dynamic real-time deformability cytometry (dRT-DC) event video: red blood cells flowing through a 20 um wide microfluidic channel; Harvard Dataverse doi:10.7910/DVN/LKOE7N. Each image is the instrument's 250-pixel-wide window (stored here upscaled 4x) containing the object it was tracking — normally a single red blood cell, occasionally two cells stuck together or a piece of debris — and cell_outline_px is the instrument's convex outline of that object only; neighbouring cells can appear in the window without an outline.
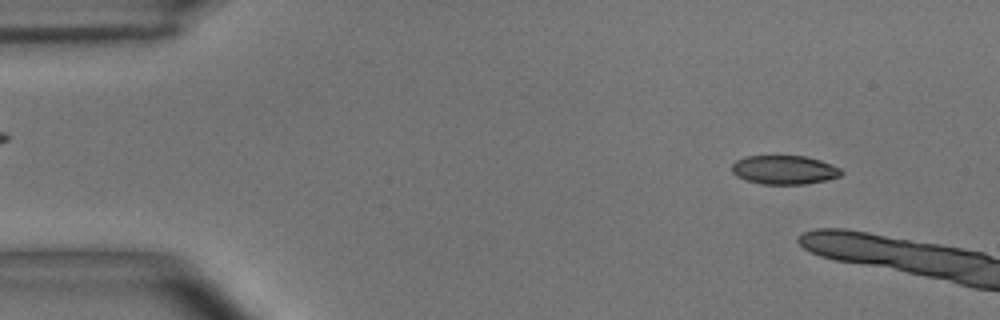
{"species": "common noctule bat (a hibernating species)", "species_latin": "Nyctalus noctula", "temperature_condition": "room temperature", "stored_images_in_passage": 6, "camera_frame_rate_fps": 3000, "um_per_image_px": 0.085, "animal": {"sex": "male", "body_mass_g": 15.6}, "frame": {"image": 1, "passage_image": 2, "time_ms": 0.333, "image_size_px": [1000, 320], "cell_outline_px": [[844, 172], [840, 176], [824, 180], [804, 184], [760, 184], [744, 180], [736, 176], [732, 172], [732, 164], [736, 160], [744, 156], [804, 156], [820, 160], [832, 164], [840, 168]], "centroid_in_image_um": [66.64, 14.44], "position_along_channel_um": 18.4, "area_um2": 18.5}}